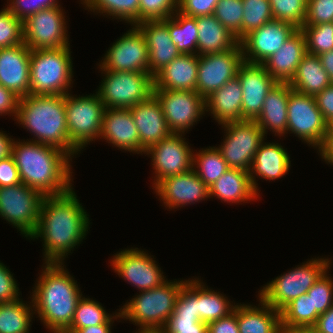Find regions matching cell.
Here are the masks:
<instances>
[{
    "instance_id": "6da1fadb",
    "label": "cell",
    "mask_w": 333,
    "mask_h": 333,
    "mask_svg": "<svg viewBox=\"0 0 333 333\" xmlns=\"http://www.w3.org/2000/svg\"><path fill=\"white\" fill-rule=\"evenodd\" d=\"M72 189L43 198L37 228L29 239H43L45 263H63L90 228L89 215Z\"/></svg>"
},
{
    "instance_id": "7a4b0ae2",
    "label": "cell",
    "mask_w": 333,
    "mask_h": 333,
    "mask_svg": "<svg viewBox=\"0 0 333 333\" xmlns=\"http://www.w3.org/2000/svg\"><path fill=\"white\" fill-rule=\"evenodd\" d=\"M11 155L23 184L40 191L44 196L60 195L72 187L70 157L54 146L13 140ZM70 159V160H69Z\"/></svg>"
},
{
    "instance_id": "3957f363",
    "label": "cell",
    "mask_w": 333,
    "mask_h": 333,
    "mask_svg": "<svg viewBox=\"0 0 333 333\" xmlns=\"http://www.w3.org/2000/svg\"><path fill=\"white\" fill-rule=\"evenodd\" d=\"M44 264L32 289L33 309L52 333L66 331L71 326L77 303L83 294L77 281L66 267L64 269V263Z\"/></svg>"
},
{
    "instance_id": "277c9868",
    "label": "cell",
    "mask_w": 333,
    "mask_h": 333,
    "mask_svg": "<svg viewBox=\"0 0 333 333\" xmlns=\"http://www.w3.org/2000/svg\"><path fill=\"white\" fill-rule=\"evenodd\" d=\"M16 120L38 142L54 146L70 157L78 151L70 144L66 124L65 95H27L19 98Z\"/></svg>"
},
{
    "instance_id": "5b68a950",
    "label": "cell",
    "mask_w": 333,
    "mask_h": 333,
    "mask_svg": "<svg viewBox=\"0 0 333 333\" xmlns=\"http://www.w3.org/2000/svg\"><path fill=\"white\" fill-rule=\"evenodd\" d=\"M186 280H170L150 290L140 291L121 307V318L140 327L139 331H161L174 312L175 303Z\"/></svg>"
},
{
    "instance_id": "8992f818",
    "label": "cell",
    "mask_w": 333,
    "mask_h": 333,
    "mask_svg": "<svg viewBox=\"0 0 333 333\" xmlns=\"http://www.w3.org/2000/svg\"><path fill=\"white\" fill-rule=\"evenodd\" d=\"M70 46L30 52V95H66L73 78Z\"/></svg>"
},
{
    "instance_id": "52a82bcc",
    "label": "cell",
    "mask_w": 333,
    "mask_h": 333,
    "mask_svg": "<svg viewBox=\"0 0 333 333\" xmlns=\"http://www.w3.org/2000/svg\"><path fill=\"white\" fill-rule=\"evenodd\" d=\"M329 258H312L289 272L281 274L259 290L258 297L279 312L314 285L330 269Z\"/></svg>"
},
{
    "instance_id": "ba28073f",
    "label": "cell",
    "mask_w": 333,
    "mask_h": 333,
    "mask_svg": "<svg viewBox=\"0 0 333 333\" xmlns=\"http://www.w3.org/2000/svg\"><path fill=\"white\" fill-rule=\"evenodd\" d=\"M104 75L96 91L105 108L130 109L154 90V77L146 72L100 70Z\"/></svg>"
},
{
    "instance_id": "9c48e42d",
    "label": "cell",
    "mask_w": 333,
    "mask_h": 333,
    "mask_svg": "<svg viewBox=\"0 0 333 333\" xmlns=\"http://www.w3.org/2000/svg\"><path fill=\"white\" fill-rule=\"evenodd\" d=\"M105 106L98 93L75 97L65 95L66 124L70 144L80 152L100 138ZM97 138V139H96Z\"/></svg>"
},
{
    "instance_id": "30bf717a",
    "label": "cell",
    "mask_w": 333,
    "mask_h": 333,
    "mask_svg": "<svg viewBox=\"0 0 333 333\" xmlns=\"http://www.w3.org/2000/svg\"><path fill=\"white\" fill-rule=\"evenodd\" d=\"M43 198L40 191L23 183L0 187V217L28 239L37 228Z\"/></svg>"
},
{
    "instance_id": "8fae6325",
    "label": "cell",
    "mask_w": 333,
    "mask_h": 333,
    "mask_svg": "<svg viewBox=\"0 0 333 333\" xmlns=\"http://www.w3.org/2000/svg\"><path fill=\"white\" fill-rule=\"evenodd\" d=\"M287 108L286 134L293 133L302 142L319 150L325 141L329 125L321 114L314 96L291 88Z\"/></svg>"
},
{
    "instance_id": "7c38bea8",
    "label": "cell",
    "mask_w": 333,
    "mask_h": 333,
    "mask_svg": "<svg viewBox=\"0 0 333 333\" xmlns=\"http://www.w3.org/2000/svg\"><path fill=\"white\" fill-rule=\"evenodd\" d=\"M222 125L226 132L220 146L223 159L230 168L249 172L259 146L265 139L264 132L255 120L230 121Z\"/></svg>"
},
{
    "instance_id": "4fadbf2b",
    "label": "cell",
    "mask_w": 333,
    "mask_h": 333,
    "mask_svg": "<svg viewBox=\"0 0 333 333\" xmlns=\"http://www.w3.org/2000/svg\"><path fill=\"white\" fill-rule=\"evenodd\" d=\"M61 7L41 10L23 22V42L31 50L70 46L66 19Z\"/></svg>"
},
{
    "instance_id": "5bb4252c",
    "label": "cell",
    "mask_w": 333,
    "mask_h": 333,
    "mask_svg": "<svg viewBox=\"0 0 333 333\" xmlns=\"http://www.w3.org/2000/svg\"><path fill=\"white\" fill-rule=\"evenodd\" d=\"M172 133L185 134L205 114V99L196 91L154 89Z\"/></svg>"
},
{
    "instance_id": "9a60e30c",
    "label": "cell",
    "mask_w": 333,
    "mask_h": 333,
    "mask_svg": "<svg viewBox=\"0 0 333 333\" xmlns=\"http://www.w3.org/2000/svg\"><path fill=\"white\" fill-rule=\"evenodd\" d=\"M244 62L242 46L199 56L196 92L204 99L236 77Z\"/></svg>"
},
{
    "instance_id": "2e32d148",
    "label": "cell",
    "mask_w": 333,
    "mask_h": 333,
    "mask_svg": "<svg viewBox=\"0 0 333 333\" xmlns=\"http://www.w3.org/2000/svg\"><path fill=\"white\" fill-rule=\"evenodd\" d=\"M131 28L107 50L98 68L149 73V52L145 38L135 25Z\"/></svg>"
},
{
    "instance_id": "e0dca14e",
    "label": "cell",
    "mask_w": 333,
    "mask_h": 333,
    "mask_svg": "<svg viewBox=\"0 0 333 333\" xmlns=\"http://www.w3.org/2000/svg\"><path fill=\"white\" fill-rule=\"evenodd\" d=\"M184 136L180 133H171L145 151L144 154L152 158V166L156 174L153 189L164 178L192 169L193 149L185 141Z\"/></svg>"
},
{
    "instance_id": "ac0fdd59",
    "label": "cell",
    "mask_w": 333,
    "mask_h": 333,
    "mask_svg": "<svg viewBox=\"0 0 333 333\" xmlns=\"http://www.w3.org/2000/svg\"><path fill=\"white\" fill-rule=\"evenodd\" d=\"M139 248L125 249L115 254L111 266L115 273L138 288L146 291L160 286L165 277L154 257Z\"/></svg>"
},
{
    "instance_id": "d6986e66",
    "label": "cell",
    "mask_w": 333,
    "mask_h": 333,
    "mask_svg": "<svg viewBox=\"0 0 333 333\" xmlns=\"http://www.w3.org/2000/svg\"><path fill=\"white\" fill-rule=\"evenodd\" d=\"M297 30L290 23L272 19L251 31L240 41L244 61L262 64Z\"/></svg>"
},
{
    "instance_id": "ffe728a7",
    "label": "cell",
    "mask_w": 333,
    "mask_h": 333,
    "mask_svg": "<svg viewBox=\"0 0 333 333\" xmlns=\"http://www.w3.org/2000/svg\"><path fill=\"white\" fill-rule=\"evenodd\" d=\"M242 88V118L255 120L261 113L268 92L277 81L259 63L244 61L236 75Z\"/></svg>"
},
{
    "instance_id": "44dd1931",
    "label": "cell",
    "mask_w": 333,
    "mask_h": 333,
    "mask_svg": "<svg viewBox=\"0 0 333 333\" xmlns=\"http://www.w3.org/2000/svg\"><path fill=\"white\" fill-rule=\"evenodd\" d=\"M154 188L156 195L169 209L181 208L209 198L208 186L193 168L185 173L164 178Z\"/></svg>"
},
{
    "instance_id": "7402d4cb",
    "label": "cell",
    "mask_w": 333,
    "mask_h": 333,
    "mask_svg": "<svg viewBox=\"0 0 333 333\" xmlns=\"http://www.w3.org/2000/svg\"><path fill=\"white\" fill-rule=\"evenodd\" d=\"M30 52L24 42L0 48V84L19 98L30 95Z\"/></svg>"
},
{
    "instance_id": "603a6c76",
    "label": "cell",
    "mask_w": 333,
    "mask_h": 333,
    "mask_svg": "<svg viewBox=\"0 0 333 333\" xmlns=\"http://www.w3.org/2000/svg\"><path fill=\"white\" fill-rule=\"evenodd\" d=\"M162 333H207V324L198 312V279L186 280L177 296L174 312L161 329Z\"/></svg>"
},
{
    "instance_id": "cb8c5ba5",
    "label": "cell",
    "mask_w": 333,
    "mask_h": 333,
    "mask_svg": "<svg viewBox=\"0 0 333 333\" xmlns=\"http://www.w3.org/2000/svg\"><path fill=\"white\" fill-rule=\"evenodd\" d=\"M135 26L145 38L149 52V73L154 77L180 55L169 34L168 18L145 20Z\"/></svg>"
},
{
    "instance_id": "d4e9b609",
    "label": "cell",
    "mask_w": 333,
    "mask_h": 333,
    "mask_svg": "<svg viewBox=\"0 0 333 333\" xmlns=\"http://www.w3.org/2000/svg\"><path fill=\"white\" fill-rule=\"evenodd\" d=\"M130 111L140 137V154L172 133L154 94L131 107Z\"/></svg>"
},
{
    "instance_id": "484cf974",
    "label": "cell",
    "mask_w": 333,
    "mask_h": 333,
    "mask_svg": "<svg viewBox=\"0 0 333 333\" xmlns=\"http://www.w3.org/2000/svg\"><path fill=\"white\" fill-rule=\"evenodd\" d=\"M100 138L121 150L140 154V137L130 109L105 108Z\"/></svg>"
},
{
    "instance_id": "4316f807",
    "label": "cell",
    "mask_w": 333,
    "mask_h": 333,
    "mask_svg": "<svg viewBox=\"0 0 333 333\" xmlns=\"http://www.w3.org/2000/svg\"><path fill=\"white\" fill-rule=\"evenodd\" d=\"M307 53L303 32L298 29L262 64L266 71L279 83H289L297 70V66Z\"/></svg>"
},
{
    "instance_id": "83f0119b",
    "label": "cell",
    "mask_w": 333,
    "mask_h": 333,
    "mask_svg": "<svg viewBox=\"0 0 333 333\" xmlns=\"http://www.w3.org/2000/svg\"><path fill=\"white\" fill-rule=\"evenodd\" d=\"M199 56L180 54L154 76V89L196 91Z\"/></svg>"
},
{
    "instance_id": "f1b7e54d",
    "label": "cell",
    "mask_w": 333,
    "mask_h": 333,
    "mask_svg": "<svg viewBox=\"0 0 333 333\" xmlns=\"http://www.w3.org/2000/svg\"><path fill=\"white\" fill-rule=\"evenodd\" d=\"M263 141L255 153L251 169L249 171L251 182L255 191L259 194L256 177L263 180H275L283 177L290 169V157L279 143H264ZM255 174V176L253 175Z\"/></svg>"
},
{
    "instance_id": "f546056e",
    "label": "cell",
    "mask_w": 333,
    "mask_h": 333,
    "mask_svg": "<svg viewBox=\"0 0 333 333\" xmlns=\"http://www.w3.org/2000/svg\"><path fill=\"white\" fill-rule=\"evenodd\" d=\"M290 89L291 86L289 83L277 82L268 92L261 113L255 119L258 126L264 132V135L267 134V130L272 131L277 136L286 135L288 118L287 103Z\"/></svg>"
},
{
    "instance_id": "4dcf8cb0",
    "label": "cell",
    "mask_w": 333,
    "mask_h": 333,
    "mask_svg": "<svg viewBox=\"0 0 333 333\" xmlns=\"http://www.w3.org/2000/svg\"><path fill=\"white\" fill-rule=\"evenodd\" d=\"M242 99L241 84L235 77L205 98V111H210L219 125L230 121H243Z\"/></svg>"
},
{
    "instance_id": "1f68e13d",
    "label": "cell",
    "mask_w": 333,
    "mask_h": 333,
    "mask_svg": "<svg viewBox=\"0 0 333 333\" xmlns=\"http://www.w3.org/2000/svg\"><path fill=\"white\" fill-rule=\"evenodd\" d=\"M198 28L197 55L221 53L235 48L240 41L213 14L196 17Z\"/></svg>"
},
{
    "instance_id": "d6a6232c",
    "label": "cell",
    "mask_w": 333,
    "mask_h": 333,
    "mask_svg": "<svg viewBox=\"0 0 333 333\" xmlns=\"http://www.w3.org/2000/svg\"><path fill=\"white\" fill-rule=\"evenodd\" d=\"M259 300L258 307L237 304L239 333H282L280 312L262 298Z\"/></svg>"
},
{
    "instance_id": "836d02e7",
    "label": "cell",
    "mask_w": 333,
    "mask_h": 333,
    "mask_svg": "<svg viewBox=\"0 0 333 333\" xmlns=\"http://www.w3.org/2000/svg\"><path fill=\"white\" fill-rule=\"evenodd\" d=\"M259 195L254 189L249 172L241 169L229 168L209 187V198L214 196L227 203L253 201Z\"/></svg>"
},
{
    "instance_id": "e575fe53",
    "label": "cell",
    "mask_w": 333,
    "mask_h": 333,
    "mask_svg": "<svg viewBox=\"0 0 333 333\" xmlns=\"http://www.w3.org/2000/svg\"><path fill=\"white\" fill-rule=\"evenodd\" d=\"M289 84L295 91L315 96L331 82L319 57L307 52L297 66L296 73Z\"/></svg>"
},
{
    "instance_id": "d590c367",
    "label": "cell",
    "mask_w": 333,
    "mask_h": 333,
    "mask_svg": "<svg viewBox=\"0 0 333 333\" xmlns=\"http://www.w3.org/2000/svg\"><path fill=\"white\" fill-rule=\"evenodd\" d=\"M29 304L20 298L0 303V333H29L32 315L35 314L33 302Z\"/></svg>"
},
{
    "instance_id": "8d00e7d4",
    "label": "cell",
    "mask_w": 333,
    "mask_h": 333,
    "mask_svg": "<svg viewBox=\"0 0 333 333\" xmlns=\"http://www.w3.org/2000/svg\"><path fill=\"white\" fill-rule=\"evenodd\" d=\"M168 30L180 54H197L196 17H189L176 11L168 18Z\"/></svg>"
},
{
    "instance_id": "74e56055",
    "label": "cell",
    "mask_w": 333,
    "mask_h": 333,
    "mask_svg": "<svg viewBox=\"0 0 333 333\" xmlns=\"http://www.w3.org/2000/svg\"><path fill=\"white\" fill-rule=\"evenodd\" d=\"M203 284V285H202ZM235 307L225 295L205 287L198 280V312L200 321L206 324L227 316Z\"/></svg>"
},
{
    "instance_id": "f35d334b",
    "label": "cell",
    "mask_w": 333,
    "mask_h": 333,
    "mask_svg": "<svg viewBox=\"0 0 333 333\" xmlns=\"http://www.w3.org/2000/svg\"><path fill=\"white\" fill-rule=\"evenodd\" d=\"M192 168L209 188L230 167L217 147H209L196 151V154L193 152Z\"/></svg>"
},
{
    "instance_id": "ab89813d",
    "label": "cell",
    "mask_w": 333,
    "mask_h": 333,
    "mask_svg": "<svg viewBox=\"0 0 333 333\" xmlns=\"http://www.w3.org/2000/svg\"><path fill=\"white\" fill-rule=\"evenodd\" d=\"M114 314L113 316L111 314L109 315L99 302L82 296L77 303L71 326L66 332L75 333L78 329L89 326L114 323V319L121 318L120 310Z\"/></svg>"
},
{
    "instance_id": "60d3db41",
    "label": "cell",
    "mask_w": 333,
    "mask_h": 333,
    "mask_svg": "<svg viewBox=\"0 0 333 333\" xmlns=\"http://www.w3.org/2000/svg\"><path fill=\"white\" fill-rule=\"evenodd\" d=\"M319 315L313 309L311 297L301 294L280 311L281 329L293 327H313Z\"/></svg>"
},
{
    "instance_id": "b9f144b4",
    "label": "cell",
    "mask_w": 333,
    "mask_h": 333,
    "mask_svg": "<svg viewBox=\"0 0 333 333\" xmlns=\"http://www.w3.org/2000/svg\"><path fill=\"white\" fill-rule=\"evenodd\" d=\"M86 9L93 13L112 16V19L127 21L131 26L139 23L140 0H80Z\"/></svg>"
},
{
    "instance_id": "7bdbcfd3",
    "label": "cell",
    "mask_w": 333,
    "mask_h": 333,
    "mask_svg": "<svg viewBox=\"0 0 333 333\" xmlns=\"http://www.w3.org/2000/svg\"><path fill=\"white\" fill-rule=\"evenodd\" d=\"M243 21L241 40L251 31L273 19L269 0H242Z\"/></svg>"
},
{
    "instance_id": "ee69618b",
    "label": "cell",
    "mask_w": 333,
    "mask_h": 333,
    "mask_svg": "<svg viewBox=\"0 0 333 333\" xmlns=\"http://www.w3.org/2000/svg\"><path fill=\"white\" fill-rule=\"evenodd\" d=\"M307 52L320 55L333 50V22L302 26Z\"/></svg>"
},
{
    "instance_id": "f6af8a7d",
    "label": "cell",
    "mask_w": 333,
    "mask_h": 333,
    "mask_svg": "<svg viewBox=\"0 0 333 333\" xmlns=\"http://www.w3.org/2000/svg\"><path fill=\"white\" fill-rule=\"evenodd\" d=\"M243 12L242 0H219L213 15L241 41Z\"/></svg>"
},
{
    "instance_id": "bcb514c9",
    "label": "cell",
    "mask_w": 333,
    "mask_h": 333,
    "mask_svg": "<svg viewBox=\"0 0 333 333\" xmlns=\"http://www.w3.org/2000/svg\"><path fill=\"white\" fill-rule=\"evenodd\" d=\"M273 19L300 29L306 18L307 0H269Z\"/></svg>"
},
{
    "instance_id": "7dc6e473",
    "label": "cell",
    "mask_w": 333,
    "mask_h": 333,
    "mask_svg": "<svg viewBox=\"0 0 333 333\" xmlns=\"http://www.w3.org/2000/svg\"><path fill=\"white\" fill-rule=\"evenodd\" d=\"M23 43V23L6 7L0 11V48Z\"/></svg>"
},
{
    "instance_id": "c3c4849f",
    "label": "cell",
    "mask_w": 333,
    "mask_h": 333,
    "mask_svg": "<svg viewBox=\"0 0 333 333\" xmlns=\"http://www.w3.org/2000/svg\"><path fill=\"white\" fill-rule=\"evenodd\" d=\"M327 271L307 291L312 299L313 309H316L319 316L333 306V279L328 276Z\"/></svg>"
},
{
    "instance_id": "681fc988",
    "label": "cell",
    "mask_w": 333,
    "mask_h": 333,
    "mask_svg": "<svg viewBox=\"0 0 333 333\" xmlns=\"http://www.w3.org/2000/svg\"><path fill=\"white\" fill-rule=\"evenodd\" d=\"M178 11V0H140L139 23L145 20H164Z\"/></svg>"
},
{
    "instance_id": "f907efd6",
    "label": "cell",
    "mask_w": 333,
    "mask_h": 333,
    "mask_svg": "<svg viewBox=\"0 0 333 333\" xmlns=\"http://www.w3.org/2000/svg\"><path fill=\"white\" fill-rule=\"evenodd\" d=\"M7 9L22 23L41 10L60 7L58 0H10Z\"/></svg>"
},
{
    "instance_id": "816d5d0a",
    "label": "cell",
    "mask_w": 333,
    "mask_h": 333,
    "mask_svg": "<svg viewBox=\"0 0 333 333\" xmlns=\"http://www.w3.org/2000/svg\"><path fill=\"white\" fill-rule=\"evenodd\" d=\"M333 22V0H307L303 26Z\"/></svg>"
},
{
    "instance_id": "f5cc1de1",
    "label": "cell",
    "mask_w": 333,
    "mask_h": 333,
    "mask_svg": "<svg viewBox=\"0 0 333 333\" xmlns=\"http://www.w3.org/2000/svg\"><path fill=\"white\" fill-rule=\"evenodd\" d=\"M219 0H178V12L189 17H199L214 13Z\"/></svg>"
},
{
    "instance_id": "db71d44e",
    "label": "cell",
    "mask_w": 333,
    "mask_h": 333,
    "mask_svg": "<svg viewBox=\"0 0 333 333\" xmlns=\"http://www.w3.org/2000/svg\"><path fill=\"white\" fill-rule=\"evenodd\" d=\"M10 269L0 262V303L19 299V288Z\"/></svg>"
},
{
    "instance_id": "11a10c76",
    "label": "cell",
    "mask_w": 333,
    "mask_h": 333,
    "mask_svg": "<svg viewBox=\"0 0 333 333\" xmlns=\"http://www.w3.org/2000/svg\"><path fill=\"white\" fill-rule=\"evenodd\" d=\"M22 183L18 168L12 155L0 159V187L15 186Z\"/></svg>"
},
{
    "instance_id": "9f6ffc18",
    "label": "cell",
    "mask_w": 333,
    "mask_h": 333,
    "mask_svg": "<svg viewBox=\"0 0 333 333\" xmlns=\"http://www.w3.org/2000/svg\"><path fill=\"white\" fill-rule=\"evenodd\" d=\"M207 333H239L237 304L227 316L207 324Z\"/></svg>"
},
{
    "instance_id": "6f0895ef",
    "label": "cell",
    "mask_w": 333,
    "mask_h": 333,
    "mask_svg": "<svg viewBox=\"0 0 333 333\" xmlns=\"http://www.w3.org/2000/svg\"><path fill=\"white\" fill-rule=\"evenodd\" d=\"M316 104L328 125L333 124V84L314 96Z\"/></svg>"
},
{
    "instance_id": "680465c9",
    "label": "cell",
    "mask_w": 333,
    "mask_h": 333,
    "mask_svg": "<svg viewBox=\"0 0 333 333\" xmlns=\"http://www.w3.org/2000/svg\"><path fill=\"white\" fill-rule=\"evenodd\" d=\"M19 97L0 84V115H17Z\"/></svg>"
},
{
    "instance_id": "91938a15",
    "label": "cell",
    "mask_w": 333,
    "mask_h": 333,
    "mask_svg": "<svg viewBox=\"0 0 333 333\" xmlns=\"http://www.w3.org/2000/svg\"><path fill=\"white\" fill-rule=\"evenodd\" d=\"M313 328L318 333H333V306L318 317Z\"/></svg>"
},
{
    "instance_id": "94428289",
    "label": "cell",
    "mask_w": 333,
    "mask_h": 333,
    "mask_svg": "<svg viewBox=\"0 0 333 333\" xmlns=\"http://www.w3.org/2000/svg\"><path fill=\"white\" fill-rule=\"evenodd\" d=\"M318 151L326 163L333 165V124L329 125L325 141Z\"/></svg>"
},
{
    "instance_id": "6125c7cd",
    "label": "cell",
    "mask_w": 333,
    "mask_h": 333,
    "mask_svg": "<svg viewBox=\"0 0 333 333\" xmlns=\"http://www.w3.org/2000/svg\"><path fill=\"white\" fill-rule=\"evenodd\" d=\"M320 62L328 74L330 82L333 84V50L318 55Z\"/></svg>"
},
{
    "instance_id": "be15d7a7",
    "label": "cell",
    "mask_w": 333,
    "mask_h": 333,
    "mask_svg": "<svg viewBox=\"0 0 333 333\" xmlns=\"http://www.w3.org/2000/svg\"><path fill=\"white\" fill-rule=\"evenodd\" d=\"M12 143L13 139L3 131H0V159L11 155Z\"/></svg>"
},
{
    "instance_id": "e7e4bbea",
    "label": "cell",
    "mask_w": 333,
    "mask_h": 333,
    "mask_svg": "<svg viewBox=\"0 0 333 333\" xmlns=\"http://www.w3.org/2000/svg\"><path fill=\"white\" fill-rule=\"evenodd\" d=\"M112 324L113 323H104L96 326H89L83 329H78L75 333H112Z\"/></svg>"
},
{
    "instance_id": "03108f58",
    "label": "cell",
    "mask_w": 333,
    "mask_h": 333,
    "mask_svg": "<svg viewBox=\"0 0 333 333\" xmlns=\"http://www.w3.org/2000/svg\"><path fill=\"white\" fill-rule=\"evenodd\" d=\"M282 333H318L313 327H293L282 329Z\"/></svg>"
},
{
    "instance_id": "003e7915",
    "label": "cell",
    "mask_w": 333,
    "mask_h": 333,
    "mask_svg": "<svg viewBox=\"0 0 333 333\" xmlns=\"http://www.w3.org/2000/svg\"><path fill=\"white\" fill-rule=\"evenodd\" d=\"M135 333H162L161 331H137Z\"/></svg>"
},
{
    "instance_id": "a7ac6f4b",
    "label": "cell",
    "mask_w": 333,
    "mask_h": 333,
    "mask_svg": "<svg viewBox=\"0 0 333 333\" xmlns=\"http://www.w3.org/2000/svg\"><path fill=\"white\" fill-rule=\"evenodd\" d=\"M55 333H69V332H66V331H58V332H55Z\"/></svg>"
}]
</instances>
